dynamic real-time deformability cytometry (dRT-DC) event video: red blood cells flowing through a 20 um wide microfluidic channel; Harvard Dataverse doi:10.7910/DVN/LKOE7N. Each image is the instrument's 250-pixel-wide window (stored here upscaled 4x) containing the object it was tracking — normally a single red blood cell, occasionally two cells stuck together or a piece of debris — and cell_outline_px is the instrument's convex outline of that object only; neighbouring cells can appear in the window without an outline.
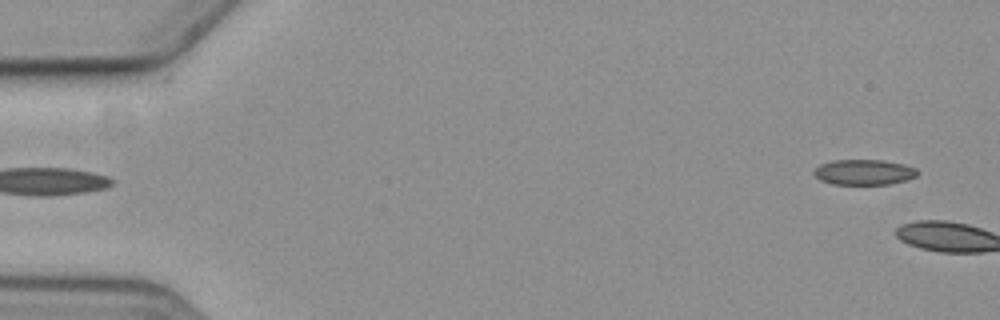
{"species": "common noctule bat (a hibernating species)", "species_latin": "Nyctalus noctula", "temperature_condition": "cold", "stored_images_in_passage": 5, "camera_frame_rate_fps": 3000, "um_per_image_px": 0.085, "animal": {"sex": "female", "body_mass_g": 19.3, "forearm_length_mm": 54.1}, "frame": {"image": 1, "passage_image": 5, "time_ms": 5.333, "image_size_px": [1000, 320], "cell_outline_px": [[920, 172], [916, 176], [908, 180], [888, 184], [832, 184], [820, 180], [812, 172], [820, 164], [832, 160], [884, 160], [904, 164], [916, 168]], "centroid_in_image_um": [73.46, 14.63], "position_along_channel_um": 11.5, "area_um2": 15.43}}